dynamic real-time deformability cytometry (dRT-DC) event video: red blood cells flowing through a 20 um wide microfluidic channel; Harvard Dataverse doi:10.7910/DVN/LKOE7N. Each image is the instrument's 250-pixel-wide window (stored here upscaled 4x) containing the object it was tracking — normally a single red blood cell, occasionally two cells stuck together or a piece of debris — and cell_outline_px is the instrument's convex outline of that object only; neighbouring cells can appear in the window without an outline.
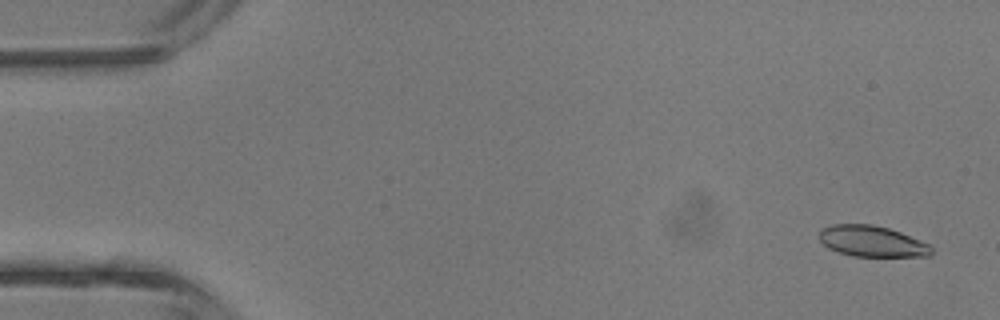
{"species": "common noctule bat (a hibernating species)", "species_latin": "Nyctalus noctula", "temperature_condition": "room temperature", "stored_images_in_passage": 5, "camera_frame_rate_fps": 3000, "um_per_image_px": 0.085, "animal": {"sex": "male", "body_mass_g": 13.3}, "frame": {"image": 1, "passage_image": 1, "time_ms": 0.0, "image_size_px": [1000, 320], "cell_outline_px": [[932, 252], [928, 256], [852, 256], [828, 248], [820, 240], [820, 228], [832, 224], [872, 224], [888, 228], [900, 232], [920, 240], [928, 244], [932, 248]], "centroid_in_image_um": [74.09, 20.5], "position_along_channel_um": 10.9, "area_um2": 20.11}}
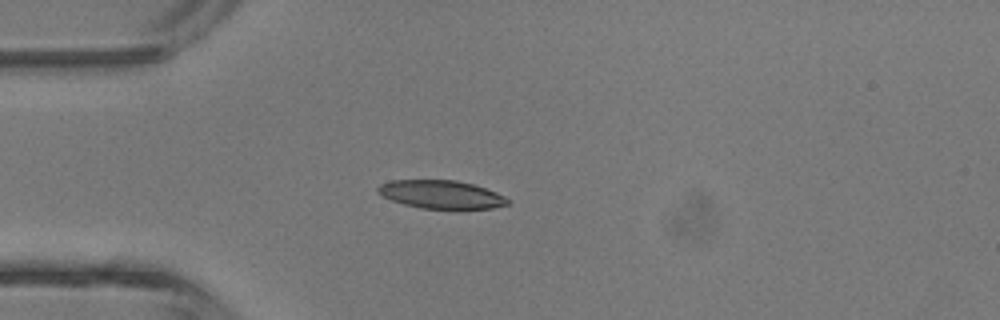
{"frame": {"image": 2, "passage_image": 4, "time_ms": 3.333, "image_size_px": [1000, 320], "cell_outline_px": [[508, 204], [492, 208], [420, 208], [404, 204], [392, 200], [376, 192], [376, 188], [380, 184], [392, 180], [456, 180], [472, 184], [496, 192], [504, 196], [508, 200]], "centroid_in_image_um": [37.46, 16.52], "position_along_channel_um": 47.5, "area_um2": 21.04}}
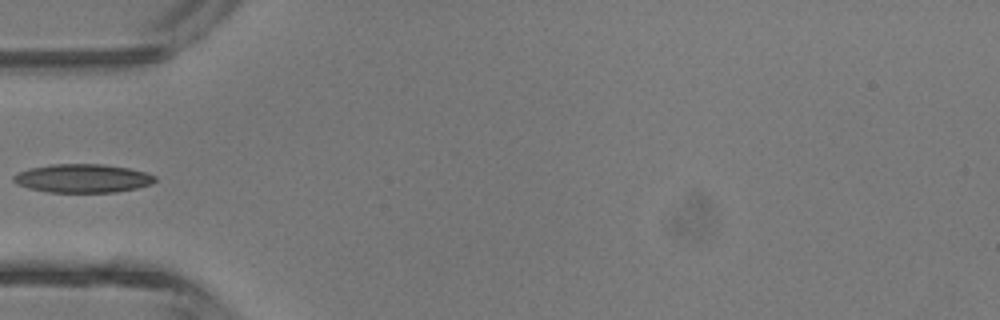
{"frame": {"image": 3, "passage_image": 5, "time_ms": 4.333, "image_size_px": [1000, 320], "cell_outline_px": [[156, 180], [152, 184], [136, 188], [116, 192], [48, 192], [28, 188], [16, 184], [12, 180], [12, 176], [20, 172], [32, 168], [52, 164], [104, 164], [128, 168], [144, 172], [156, 176]], "centroid_in_image_um": [7.02, 15.16], "position_along_channel_um": 78.0, "area_um2": 23.47}}